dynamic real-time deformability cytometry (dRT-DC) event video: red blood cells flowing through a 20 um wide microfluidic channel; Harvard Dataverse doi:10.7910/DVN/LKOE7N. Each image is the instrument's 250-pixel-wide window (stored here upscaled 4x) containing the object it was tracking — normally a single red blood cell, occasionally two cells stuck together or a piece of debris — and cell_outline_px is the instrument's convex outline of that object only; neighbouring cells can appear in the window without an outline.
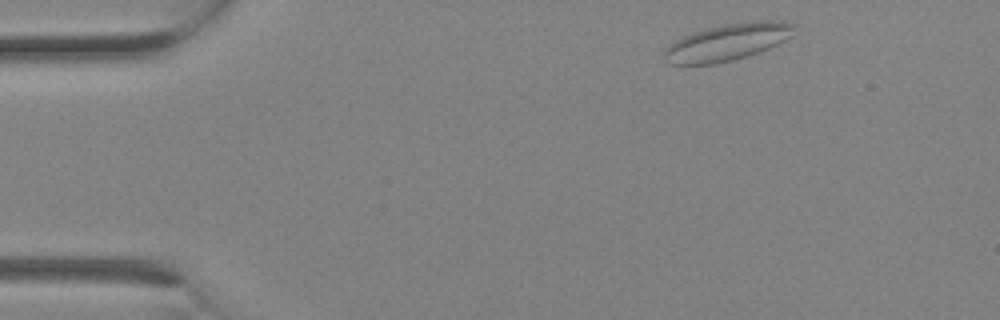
{"species": "Egyptian fruit bat (a non-hibernating species)", "species_latin": "Rousettus aegyptiacus", "temperature_condition": "room temperature", "stored_images_in_passage": 10, "camera_frame_rate_fps": 3000, "um_per_image_px": 0.085, "animal": {"sex": "female"}, "frame": {"image": 1, "passage_image": 1, "time_ms": 0.0, "image_size_px": [1000, 320], "cell_outline_px": [[796, 36], [768, 48], [732, 60], [716, 64], [668, 64], [664, 60], [664, 48], [676, 40], [684, 36], [696, 32], [724, 24], [756, 20], [780, 20], [796, 24]], "centroid_in_image_um": [61.91, 3.57], "position_along_channel_um": 23.1, "area_um2": 27.98}}
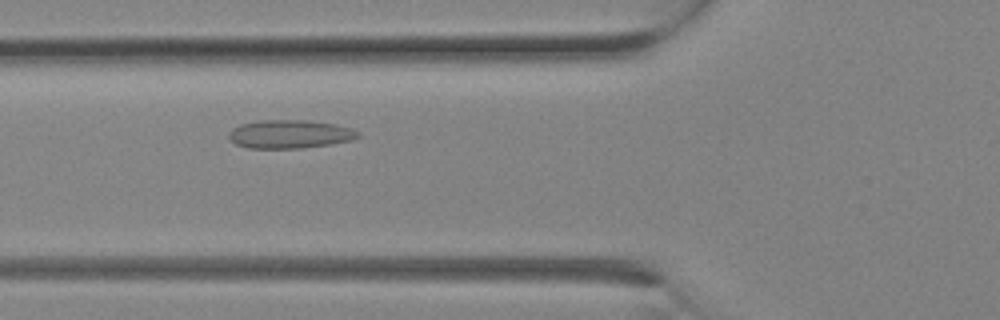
{"frame": {"image": 2, "passage_image": 7, "time_ms": 2.0, "image_size_px": [1000, 320], "cell_outline_px": [[360, 136], [352, 140], [328, 144], [300, 148], [248, 148], [236, 144], [228, 136], [228, 132], [232, 128], [240, 124], [256, 120], [308, 120], [336, 124], [352, 128], [360, 132]], "centroid_in_image_um": [24.63, 11.39], "position_along_channel_um": 101.2, "area_um2": 21.5}}
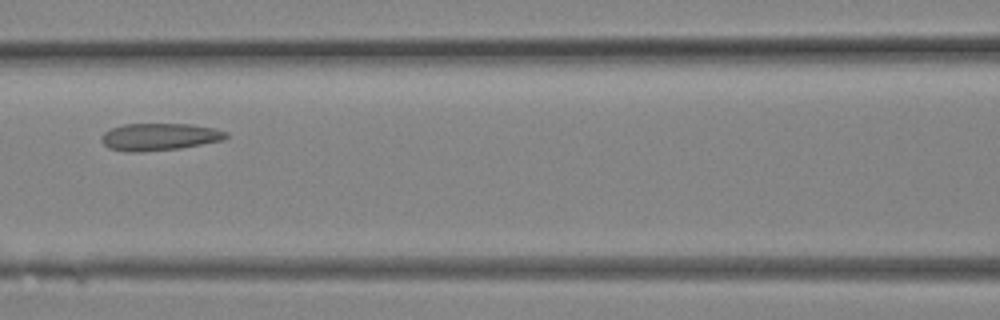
{"frame": {"image": 3, "passage_image": 9, "time_ms": 2.667, "image_size_px": [1000, 320], "cell_outline_px": [[228, 136], [224, 140], [180, 148], [140, 152], [128, 152], [108, 148], [100, 140], [100, 136], [104, 132], [112, 128], [124, 124], [192, 124], [216, 128], [228, 132]], "centroid_in_image_um": [13.56, 11.63], "position_along_channel_um": 153.0, "area_um2": 19.94}}